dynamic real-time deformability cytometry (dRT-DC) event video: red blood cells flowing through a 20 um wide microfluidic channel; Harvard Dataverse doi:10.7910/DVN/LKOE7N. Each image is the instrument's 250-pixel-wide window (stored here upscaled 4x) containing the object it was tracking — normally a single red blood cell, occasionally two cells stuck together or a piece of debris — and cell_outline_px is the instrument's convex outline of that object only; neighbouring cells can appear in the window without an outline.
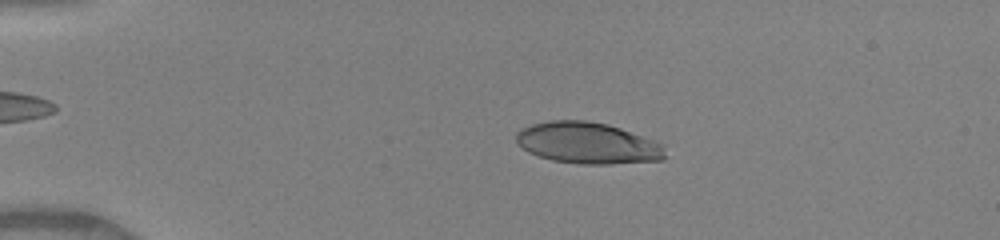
{"species": "human", "species_latin": "Homo sapiens", "temperature_condition": "warm", "stored_images_in_passage": 50, "camera_frame_rate_fps": 3000, "um_per_image_px": 0.085, "donor": {"sex": "female"}, "frame": {"image": 1, "passage_image": 11, "time_ms": 3.333, "image_size_px": [1000, 240], "cell_outline_px": [[664, 160], [612, 164], [580, 164], [552, 160], [528, 152], [516, 140], [516, 132], [520, 128], [532, 124], [548, 120], [588, 120], [608, 124], [620, 128], [652, 140], [660, 144], [664, 148]], "centroid_in_image_um": [49.92, 12.15], "position_along_channel_um": 35.1, "area_um2": 35.84}}
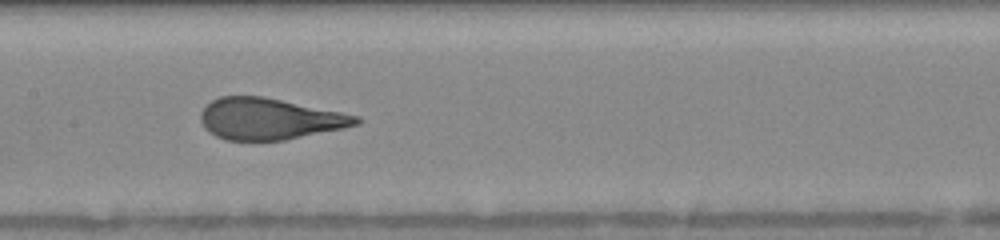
{"frame": {"image": 2, "passage_image": 26, "time_ms": 8.333, "image_size_px": [1000, 240], "cell_outline_px": [[360, 124], [344, 128], [284, 140], [224, 140], [208, 132], [204, 128], [200, 120], [200, 112], [212, 100], [220, 96], [264, 96], [360, 116]], "centroid_in_image_um": [22.89, 10.1], "position_along_channel_um": 184.5, "area_um2": 37.51}}
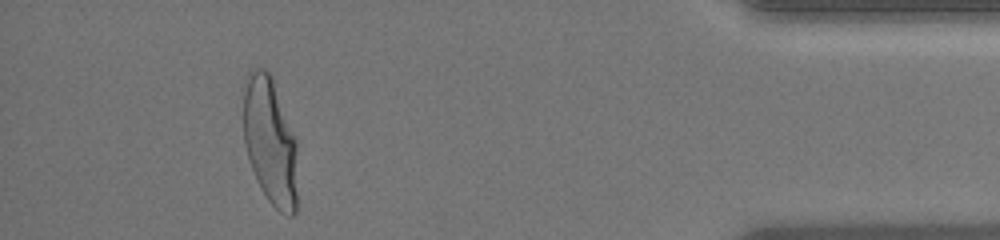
{"frame": {"image": 3, "passage_image": 46, "time_ms": 15.0, "image_size_px": [1000, 240], "cell_outline_px": [[296, 212], [292, 216], [288, 216], [280, 212], [268, 200], [260, 188], [256, 180], [244, 144], [244, 92], [248, 68], [264, 68], [272, 76], [296, 140]], "centroid_in_image_um": [22.95, 11.99], "position_along_channel_um": 412.2, "area_um2": 40.17}, "authors_computed_cell_mechanics": {"area_um2": 38.2058, "velocity_mm_per_s": 4.1139, "shape_relaxation_time_tau1_ms": 4.4409, "shape_relaxation_time_tau2_ms": null, "deformation_change_tau1": 0.2344, "deformation_change_tau2": null}}